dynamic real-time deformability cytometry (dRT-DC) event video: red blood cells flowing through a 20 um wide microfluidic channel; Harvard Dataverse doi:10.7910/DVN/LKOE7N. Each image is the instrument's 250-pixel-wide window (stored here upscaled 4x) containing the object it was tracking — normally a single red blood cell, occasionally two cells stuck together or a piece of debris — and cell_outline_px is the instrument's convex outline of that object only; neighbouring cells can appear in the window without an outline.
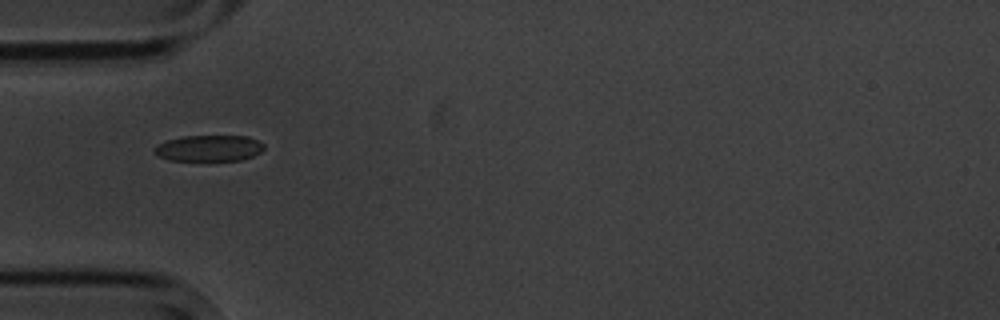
{"species": "common noctule bat (a hibernating species)", "species_latin": "Nyctalus noctula", "temperature_condition": "cold", "stored_images_in_passage": 6, "camera_frame_rate_fps": 3000, "um_per_image_px": 0.085, "animal": {"sex": "male", "body_mass_g": 20.1, "forearm_length_mm": 53.5}, "frame": {"image": 1, "passage_image": 5, "time_ms": 4.667, "image_size_px": [1000, 320], "cell_outline_px": [[264, 148], [260, 152], [252, 156], [240, 160], [168, 160], [156, 156], [156, 144], [168, 140], [184, 136], [248, 136], [264, 144]], "centroid_in_image_um": [17.76, 12.59], "position_along_channel_um": 67.2, "area_um2": 16.53}}
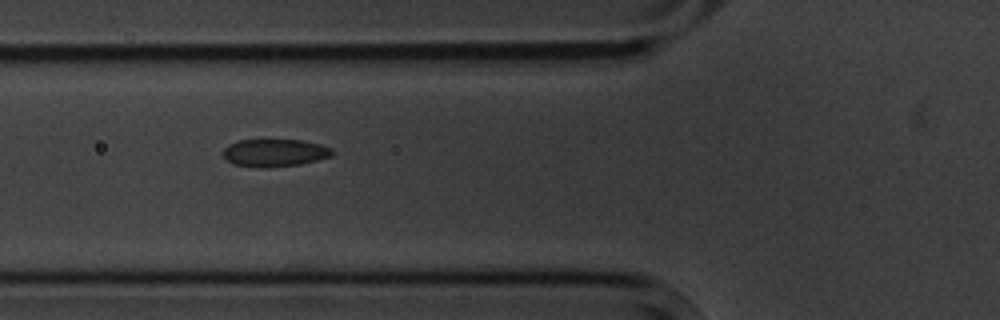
{"frame": {"image": 2, "passage_image": 6, "time_ms": 5.667, "image_size_px": [1000, 320], "cell_outline_px": [[332, 156], [300, 164], [260, 168], [232, 164], [224, 156], [224, 148], [228, 144], [236, 140], [300, 140], [320, 144], [332, 148]], "centroid_in_image_um": [23.32, 12.98], "position_along_channel_um": 102.5, "area_um2": 17.46}}